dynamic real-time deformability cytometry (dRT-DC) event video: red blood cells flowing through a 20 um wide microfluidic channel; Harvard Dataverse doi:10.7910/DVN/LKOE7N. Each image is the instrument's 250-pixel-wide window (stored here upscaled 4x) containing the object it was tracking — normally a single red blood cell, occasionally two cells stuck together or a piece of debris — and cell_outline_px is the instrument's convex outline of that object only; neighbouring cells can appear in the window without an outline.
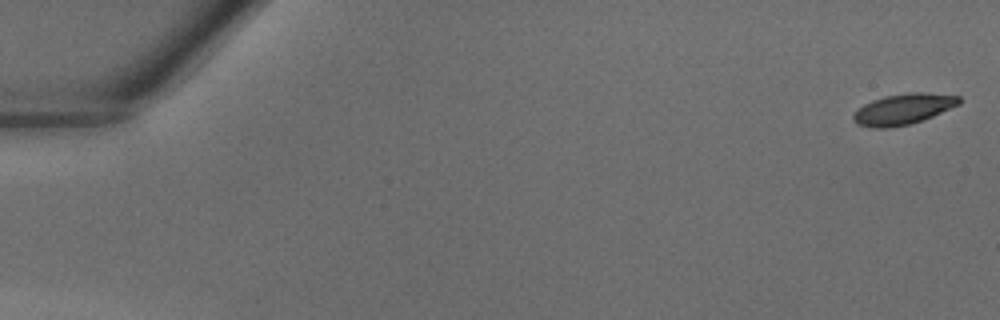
{"species": "common noctule bat (a hibernating species)", "species_latin": "Nyctalus noctula", "temperature_condition": "warm", "stored_images_in_passage": 42, "camera_frame_rate_fps": 3000, "um_per_image_px": 0.085, "animal": {"sex": "male", "body_mass_g": 18.8}, "frame": {"image": 1, "passage_image": 1, "time_ms": 0.0, "image_size_px": [1000, 320], "cell_outline_px": [[960, 104], [932, 116], [908, 124], [888, 128], [872, 128], [856, 124], [852, 120], [852, 116], [864, 104], [872, 100], [884, 96], [908, 92], [924, 92], [960, 96]], "centroid_in_image_um": [76.75, 9.27], "position_along_channel_um": 8.2, "area_um2": 18.84}}
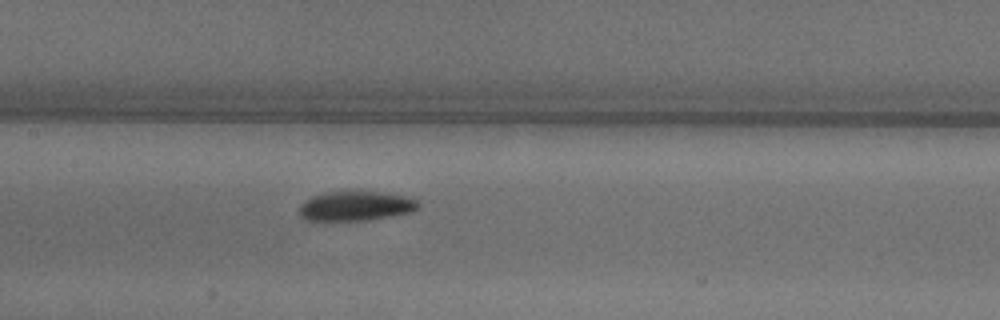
{"frame": {"image": 2, "passage_image": 21, "time_ms": 6.667, "image_size_px": [1000, 320], "cell_outline_px": [[420, 208], [408, 212], [388, 216], [364, 220], [308, 220], [300, 216], [300, 204], [304, 200], [312, 196], [324, 192], [384, 192], [408, 196], [416, 200], [420, 204]], "centroid_in_image_um": [30.23, 17.49], "position_along_channel_um": 177.2, "area_um2": 20.29}}
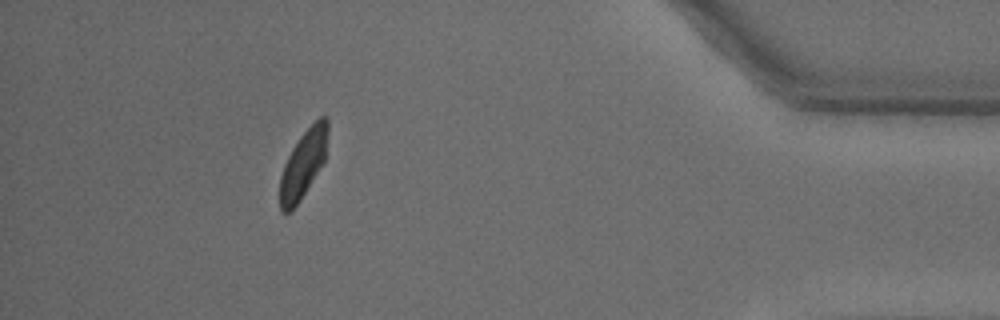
{"frame": {"image": 3, "passage_image": 38, "time_ms": 12.333, "image_size_px": [1000, 320], "cell_outline_px": [[328, 132], [324, 160], [300, 200], [288, 212], [280, 212], [280, 176], [284, 164], [292, 148], [300, 136], [320, 116], [324, 116], [328, 120]], "centroid_in_image_um": [25.76, 13.92], "position_along_channel_um": 409.4, "area_um2": 18.44}}